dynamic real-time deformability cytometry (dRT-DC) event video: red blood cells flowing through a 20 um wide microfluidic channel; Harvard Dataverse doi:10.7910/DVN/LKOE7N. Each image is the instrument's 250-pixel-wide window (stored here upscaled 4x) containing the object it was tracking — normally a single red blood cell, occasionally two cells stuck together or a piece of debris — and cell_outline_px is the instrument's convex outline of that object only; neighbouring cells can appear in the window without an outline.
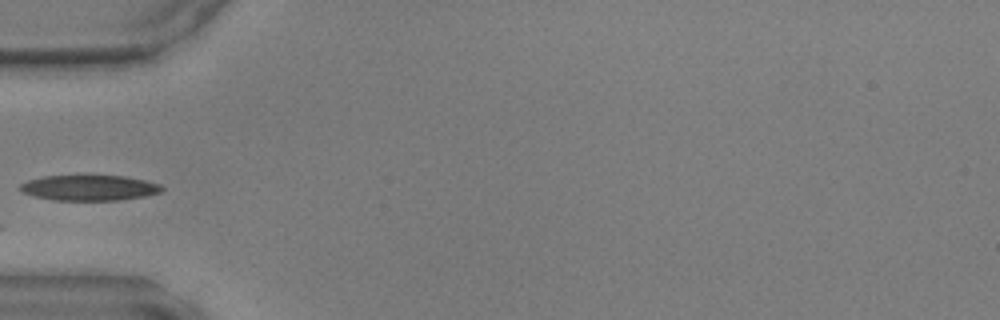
{"species": "common noctule bat (a hibernating species)", "species_latin": "Nyctalus noctula", "temperature_condition": "warm", "stored_images_in_passage": 18, "camera_frame_rate_fps": 3000, "um_per_image_px": 0.085, "animal": {"sex": "male", "body_mass_g": 17.9, "forearm_length_mm": 54.2}, "frame": {"image": 1, "passage_image": 1, "time_ms": 0.0, "image_size_px": [1000, 320], "cell_outline_px": [[164, 188], [160, 192], [144, 196], [120, 200], [52, 200], [32, 196], [24, 192], [20, 188], [20, 184], [28, 180], [44, 176], [92, 172], [124, 176], [144, 180], [160, 184]], "centroid_in_image_um": [7.57, 15.91], "position_along_channel_um": 77.4, "area_um2": 22.02}}
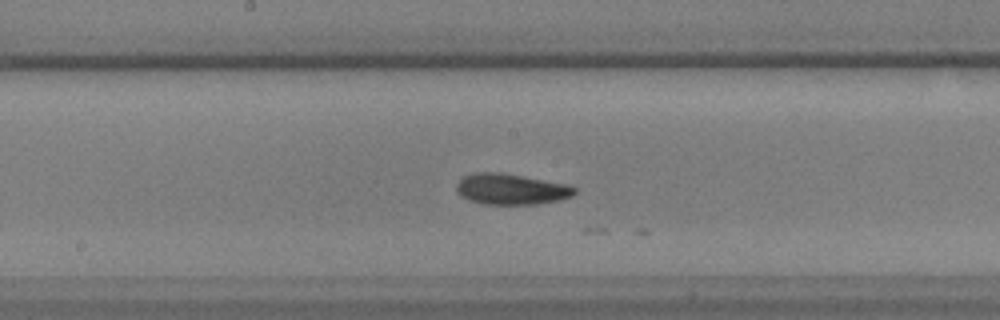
{"frame": {"image": 2, "passage_image": 10, "time_ms": 3.0, "image_size_px": [1000, 320], "cell_outline_px": [[576, 192], [572, 196], [560, 200], [536, 204], [484, 204], [468, 200], [456, 192], [456, 184], [464, 176], [472, 172], [500, 172], [568, 184], [576, 188]], "centroid_in_image_um": [43.43, 16.07], "position_along_channel_um": 204.8, "area_um2": 21.33}}